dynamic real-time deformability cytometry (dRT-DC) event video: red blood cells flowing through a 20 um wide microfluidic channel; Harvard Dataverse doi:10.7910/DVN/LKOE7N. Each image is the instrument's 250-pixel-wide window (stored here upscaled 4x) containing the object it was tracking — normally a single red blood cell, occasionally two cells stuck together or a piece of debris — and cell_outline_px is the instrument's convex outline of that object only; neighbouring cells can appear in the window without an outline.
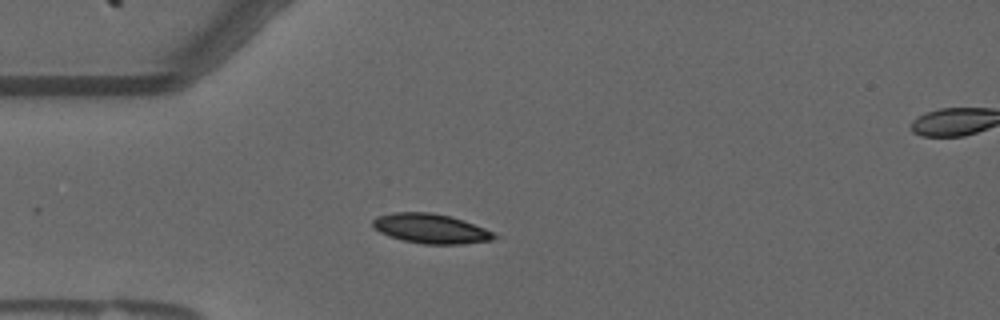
{"species": "common noctule bat (a hibernating species)", "species_latin": "Nyctalus noctula", "temperature_condition": "warm", "stored_images_in_passage": 24, "camera_frame_rate_fps": 3000, "um_per_image_px": 0.085, "animal": {"sex": "male", "forearm_length_mm": 52.5}, "frame": {"image": 1, "passage_image": 1, "time_ms": 0.0, "image_size_px": [1000, 320], "cell_outline_px": [[500, 236], [492, 240], [460, 244], [424, 244], [404, 240], [388, 236], [380, 232], [372, 224], [372, 220], [376, 216], [392, 212], [432, 212], [452, 216], [464, 220], [484, 228]], "centroid_in_image_um": [36.62, 19.42], "position_along_channel_um": 48.4, "area_um2": 21.04}}
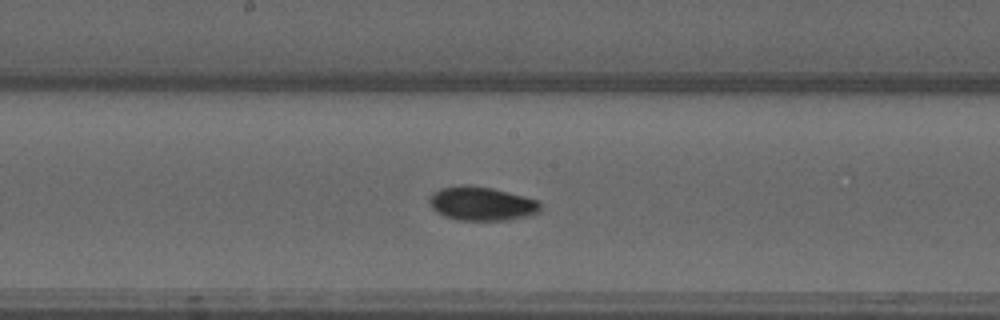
{"frame": {"image": 2, "passage_image": 15, "time_ms": 4.667, "image_size_px": [1000, 320], "cell_outline_px": [[540, 212], [508, 220], [460, 220], [444, 216], [436, 212], [432, 208], [428, 200], [428, 196], [432, 192], [440, 188], [460, 184], [468, 184], [492, 188], [540, 200]], "centroid_in_image_um": [40.9, 17.29], "position_along_channel_um": 207.3, "area_um2": 22.14}}
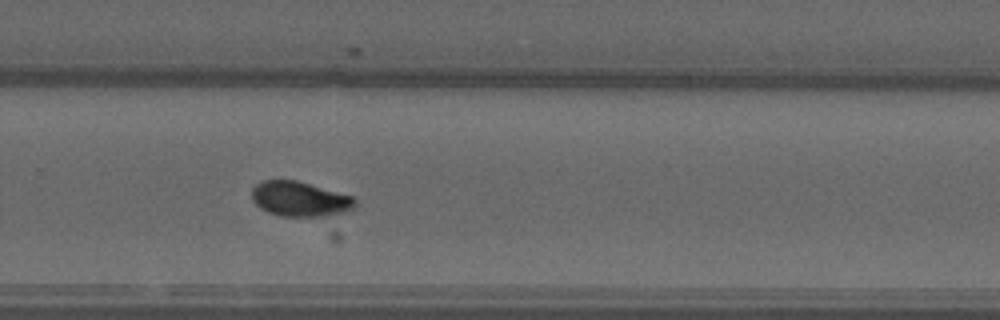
{"frame": {"image": 3, "passage_image": 23, "time_ms": 7.333, "image_size_px": [1000, 320], "cell_outline_px": [[356, 204], [352, 208], [344, 212], [328, 216], [280, 216], [268, 212], [260, 208], [252, 200], [252, 188], [260, 180], [296, 180], [352, 196], [356, 200]], "centroid_in_image_um": [25.46, 16.91], "position_along_channel_um": 304.3, "area_um2": 20.98}, "authors_computed_cell_mechanics": {"area_um2": 21.3571, "velocity_mm_per_s": 3.656, "shape_relaxation_time_tau1_ms": 5.1141, "shape_relaxation_time_tau2_ms": 1.7864, "deformation_change_tau1": 0.1605, "deformation_change_tau2": 0.0301}}